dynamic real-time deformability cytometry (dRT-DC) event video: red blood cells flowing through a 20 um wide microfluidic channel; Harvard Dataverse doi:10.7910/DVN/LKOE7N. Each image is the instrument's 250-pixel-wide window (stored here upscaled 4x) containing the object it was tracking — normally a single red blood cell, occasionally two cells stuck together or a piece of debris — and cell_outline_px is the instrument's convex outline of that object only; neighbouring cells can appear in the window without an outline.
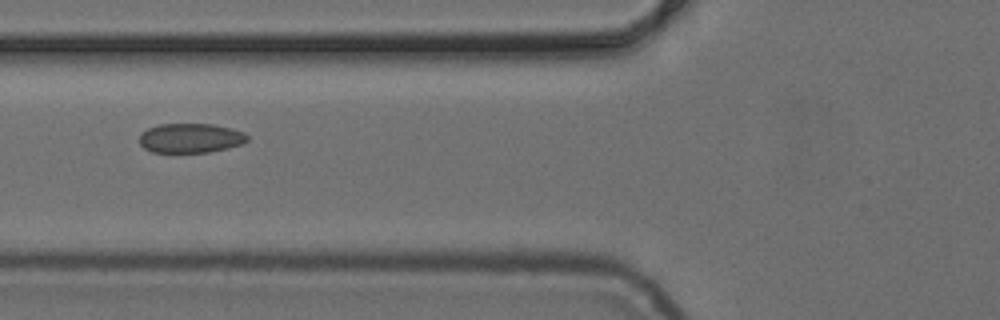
{"species": "common noctule bat (a hibernating species)", "species_latin": "Nyctalus noctula", "temperature_condition": "cold", "stored_images_in_passage": 8, "camera_frame_rate_fps": 3000, "um_per_image_px": 0.085, "animal": {"sex": "female", "body_mass_g": 24.6, "forearm_length_mm": 56.2}, "frame": {"image": 1, "passage_image": 4, "time_ms": 5.0, "image_size_px": [1000, 320], "cell_outline_px": [[248, 140], [240, 144], [228, 148], [208, 152], [152, 152], [144, 148], [140, 144], [140, 132], [148, 128], [160, 124], [212, 124], [232, 128], [244, 132], [248, 136]], "centroid_in_image_um": [16.19, 11.73], "position_along_channel_um": 109.6, "area_um2": 18.55}}
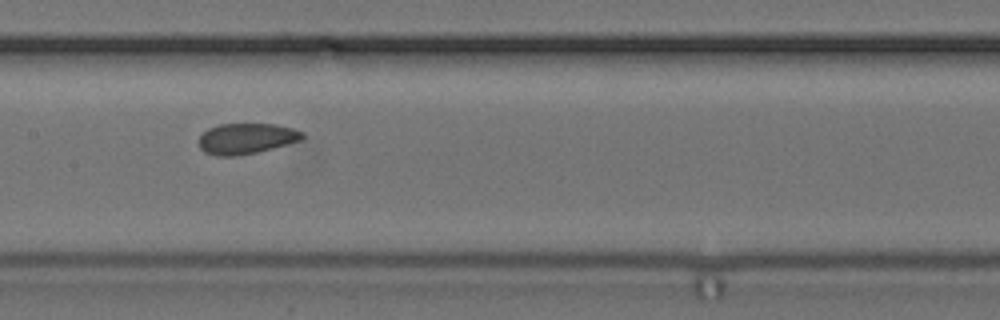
{"frame": {"image": 2, "passage_image": 6, "time_ms": 7.0, "image_size_px": [1000, 320], "cell_outline_px": [[304, 136], [300, 140], [272, 148], [256, 152], [236, 156], [216, 156], [204, 152], [200, 148], [200, 136], [208, 128], [220, 124], [276, 124], [292, 128], [304, 132]], "centroid_in_image_um": [20.92, 11.77], "position_along_channel_um": 186.5, "area_um2": 18.38}}
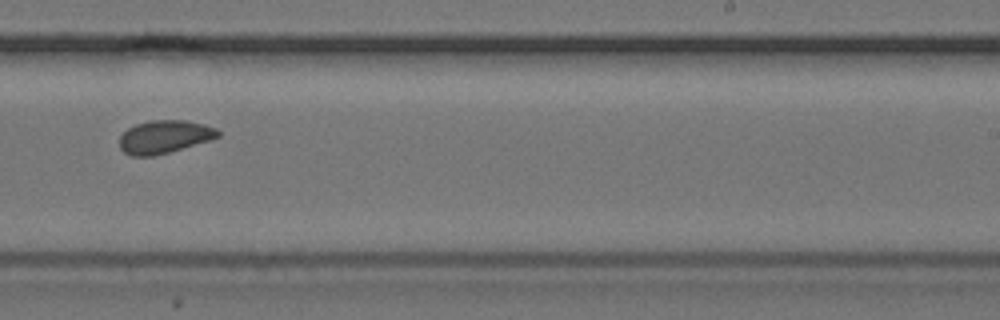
{"frame": {"image": 3, "passage_image": 8, "time_ms": 9.333, "image_size_px": [1000, 320], "cell_outline_px": [[220, 136], [208, 140], [168, 152], [152, 156], [132, 156], [124, 152], [120, 148], [120, 136], [128, 128], [136, 124], [152, 120], [188, 120], [204, 124], [216, 128], [220, 132]], "centroid_in_image_um": [13.96, 11.61], "position_along_channel_um": 275.0, "area_um2": 18.73}}